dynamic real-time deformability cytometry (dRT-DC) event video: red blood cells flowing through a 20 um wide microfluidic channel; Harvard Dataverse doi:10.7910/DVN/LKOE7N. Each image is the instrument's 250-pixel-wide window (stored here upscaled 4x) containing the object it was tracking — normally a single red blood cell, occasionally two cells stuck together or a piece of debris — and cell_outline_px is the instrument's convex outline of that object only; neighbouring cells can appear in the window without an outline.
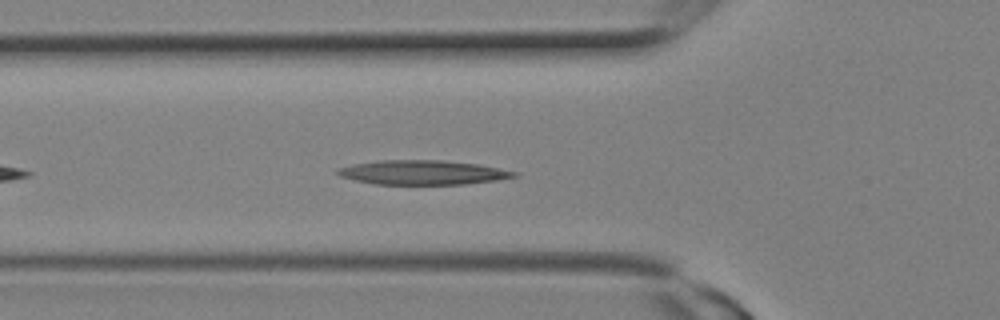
{"species": "Egyptian fruit bat (a non-hibernating species)", "species_latin": "Rousettus aegyptiacus", "temperature_condition": "room temperature", "stored_images_in_passage": 8, "camera_frame_rate_fps": 3000, "um_per_image_px": 0.085, "animal": {"sex": "female"}, "frame": {"image": 1, "passage_image": 8, "time_ms": 2.333, "image_size_px": [1000, 320], "cell_outline_px": [[520, 172], [516, 176], [496, 180], [464, 184], [376, 184], [356, 180], [340, 176], [336, 172], [336, 168], [352, 164], [380, 160], [444, 160], [480, 164]], "centroid_in_image_um": [35.94, 14.65], "position_along_channel_um": 89.9, "area_um2": 25.09}}